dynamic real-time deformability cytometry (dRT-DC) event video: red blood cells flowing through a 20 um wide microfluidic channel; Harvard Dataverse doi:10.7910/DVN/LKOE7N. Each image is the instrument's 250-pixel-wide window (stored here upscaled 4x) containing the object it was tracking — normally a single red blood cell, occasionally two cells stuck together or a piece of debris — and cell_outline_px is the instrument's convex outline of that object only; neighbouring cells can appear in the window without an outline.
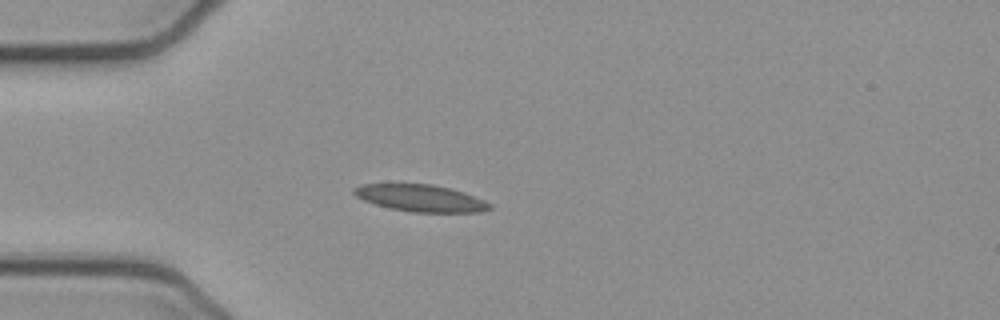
{"species": "common noctule bat (a hibernating species)", "species_latin": "Nyctalus noctula", "temperature_condition": "cold", "stored_images_in_passage": 39, "camera_frame_rate_fps": 3000, "um_per_image_px": 0.085, "animal": {"sex": "female", "body_mass_g": 21.9}, "frame": {"image": 1, "passage_image": 1, "time_ms": 0.0, "image_size_px": [1000, 320], "cell_outline_px": [[492, 208], [480, 212], [412, 212], [388, 208], [364, 200], [356, 196], [352, 192], [352, 188], [360, 184], [432, 184], [464, 192], [484, 200], [492, 204]], "centroid_in_image_um": [35.74, 16.84], "position_along_channel_um": 49.3, "area_um2": 21.27}}
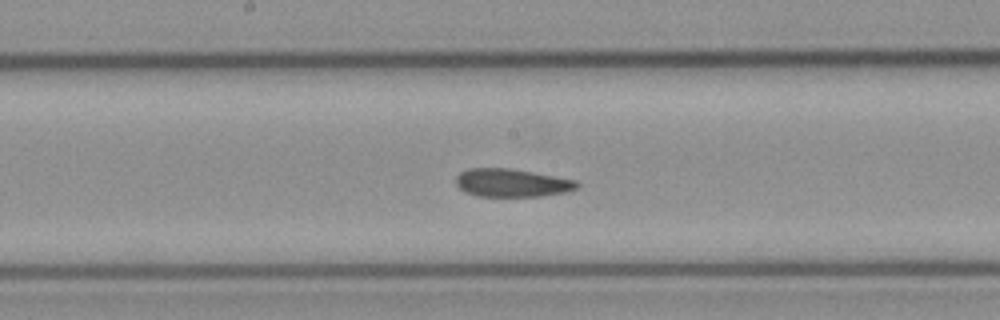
{"frame": {"image": 2, "passage_image": 14, "time_ms": 4.333, "image_size_px": [1000, 320], "cell_outline_px": [[580, 184], [576, 188], [564, 192], [540, 196], [476, 196], [460, 188], [456, 184], [456, 176], [460, 172], [468, 168], [508, 168], [532, 172], [576, 180]], "centroid_in_image_um": [43.48, 15.53], "position_along_channel_um": 204.7, "area_um2": 19.59}}
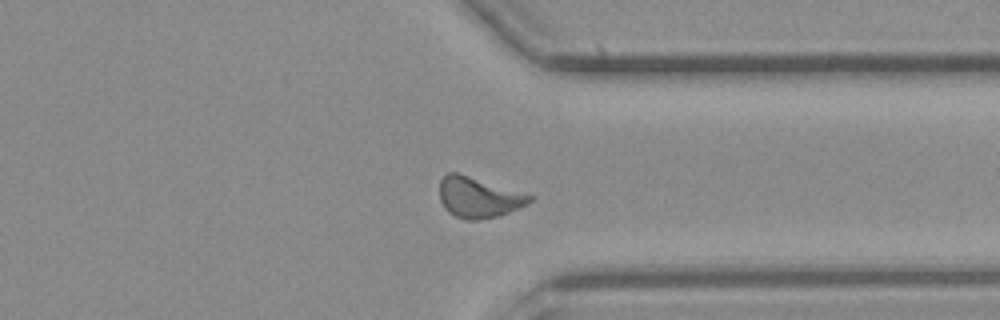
{"frame": {"image": 3, "passage_image": 27, "time_ms": 8.667, "image_size_px": [1000, 320], "cell_outline_px": [[536, 196], [528, 204], [508, 212], [496, 216], [476, 220], [468, 220], [456, 216], [448, 212], [444, 208], [440, 200], [440, 180], [448, 172], [456, 172]], "centroid_in_image_um": [40.68, 16.77], "position_along_channel_um": 370.7, "area_um2": 21.15}, "authors_computed_cell_mechanics": {"area_um2": 20.2878, "velocity_mm_per_s": 3.8751, "shape_relaxation_time_tau1_ms": null, "shape_relaxation_time_tau2_ms": 4.3498, "deformation_change_tau1": null, "deformation_change_tau2": 0.1004}}